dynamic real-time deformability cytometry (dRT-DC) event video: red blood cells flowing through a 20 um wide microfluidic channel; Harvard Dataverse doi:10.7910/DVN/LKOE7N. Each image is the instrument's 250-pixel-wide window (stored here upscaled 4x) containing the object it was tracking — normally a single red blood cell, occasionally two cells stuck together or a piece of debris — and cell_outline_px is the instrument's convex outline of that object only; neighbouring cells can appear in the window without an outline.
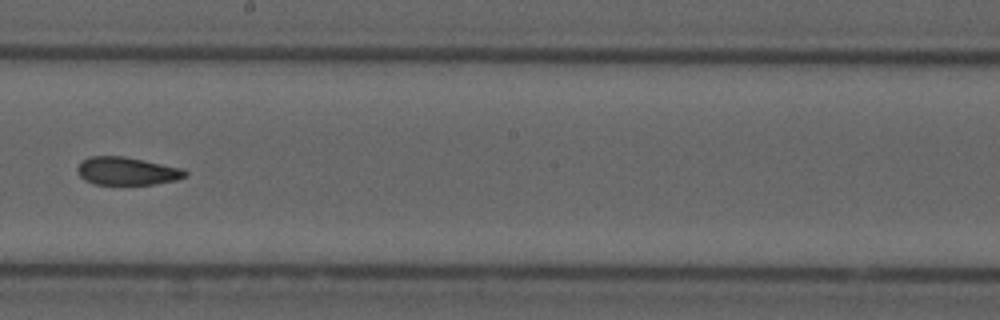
{"species": "common noctule bat (a hibernating species)", "species_latin": "Nyctalus noctula", "temperature_condition": "cold", "stored_images_in_passage": 8, "camera_frame_rate_fps": 3000, "um_per_image_px": 0.085, "animal": {"sex": "male", "forearm_length_mm": 52.5}, "frame": {"image": 1, "passage_image": 8, "time_ms": 2.333, "image_size_px": [1000, 320], "cell_outline_px": [[188, 176], [176, 180], [152, 184], [96, 184], [84, 180], [76, 172], [76, 168], [84, 160], [92, 156], [124, 156], [144, 160], [180, 168], [188, 172]], "centroid_in_image_um": [10.78, 14.54], "position_along_channel_um": 237.4, "area_um2": 17.4}}